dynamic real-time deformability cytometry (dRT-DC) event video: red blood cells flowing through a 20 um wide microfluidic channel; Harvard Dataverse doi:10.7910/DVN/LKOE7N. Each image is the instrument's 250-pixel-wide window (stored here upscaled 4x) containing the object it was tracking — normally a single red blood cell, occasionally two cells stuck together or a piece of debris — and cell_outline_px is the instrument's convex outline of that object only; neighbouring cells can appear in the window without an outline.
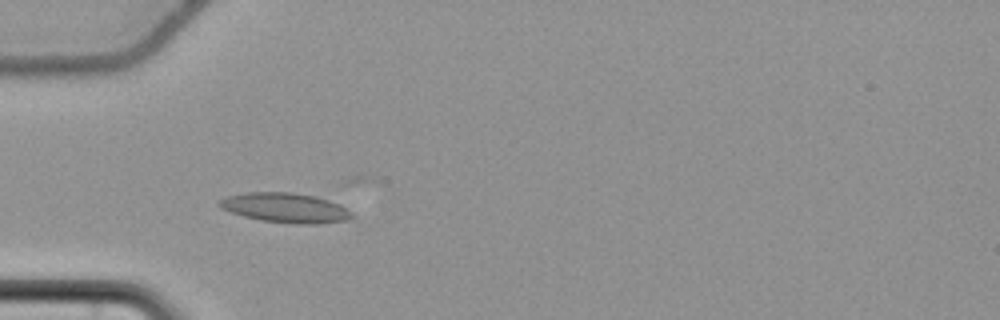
{"species": "common noctule bat (a hibernating species)", "species_latin": "Nyctalus noctula", "temperature_condition": "cold", "stored_images_in_passage": 56, "camera_frame_rate_fps": 3000, "um_per_image_px": 0.085, "animal": {"sex": "female", "body_mass_g": 22.7, "forearm_length_mm": 54.2}, "frame": {"image": 1, "passage_image": 17, "time_ms": 5.333, "image_size_px": [1000, 320], "cell_outline_px": [[352, 220], [320, 224], [300, 224], [260, 220], [244, 216], [220, 208], [216, 204], [220, 200], [228, 196], [248, 192], [292, 192], [316, 196], [340, 204], [352, 212]], "centroid_in_image_um": [24.3, 17.66], "position_along_channel_um": 60.7, "area_um2": 23.06}}
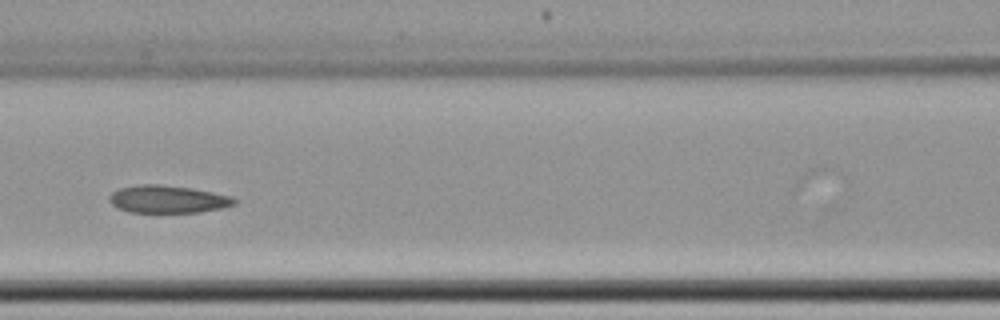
{"frame": {"image": 2, "passage_image": 25, "time_ms": 8.0, "image_size_px": [1000, 320], "cell_outline_px": [[236, 204], [220, 208], [200, 212], [128, 212], [116, 208], [108, 200], [108, 196], [112, 192], [120, 188], [140, 184], [160, 184], [192, 188], [232, 196], [236, 200]], "centroid_in_image_um": [14.23, 16.93], "position_along_channel_um": 152.4, "area_um2": 20.17}}
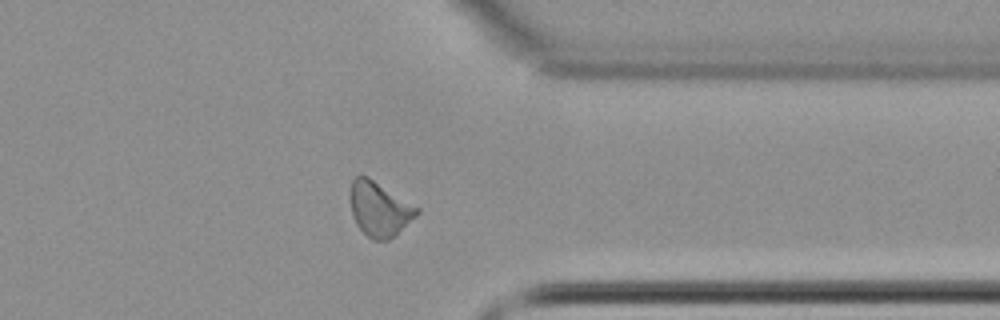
{"frame": {"image": 3, "passage_image": 44, "time_ms": 14.333, "image_size_px": [1000, 320], "cell_outline_px": [[420, 212], [416, 216], [388, 240], [372, 240], [356, 224], [352, 216], [348, 196], [348, 192], [352, 180], [356, 176], [368, 176], [420, 208]], "centroid_in_image_um": [32.2, 17.73], "position_along_channel_um": 379.2, "area_um2": 21.27}, "authors_computed_cell_mechanics": {"area_um2": 21.0392, "velocity_mm_per_s": 3.6584, "shape_relaxation_time_tau1_ms": null, "shape_relaxation_time_tau2_ms": 3.095, "deformation_change_tau1": null, "deformation_change_tau2": 0.0837}}